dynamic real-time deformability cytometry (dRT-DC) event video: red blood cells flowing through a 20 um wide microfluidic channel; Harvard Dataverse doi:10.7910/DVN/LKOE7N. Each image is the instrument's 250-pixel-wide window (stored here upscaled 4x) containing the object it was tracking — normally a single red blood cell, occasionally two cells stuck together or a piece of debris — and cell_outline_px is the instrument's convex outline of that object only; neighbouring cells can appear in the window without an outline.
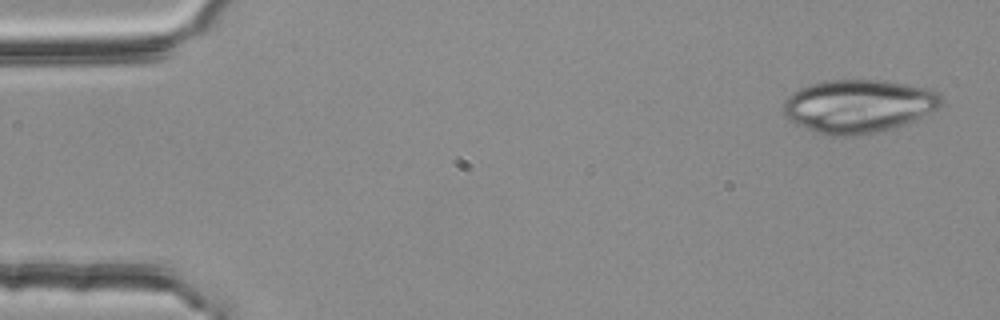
{"species": "common noctule bat (a hibernating species)", "species_latin": "Nyctalus noctula", "temperature_condition": "room temperature", "stored_images_in_passage": 4, "camera_frame_rate_fps": 3000, "um_per_image_px": 0.085, "animal": {"sex": "female", "body_mass_g": 25.1}, "frame": {"image": 1, "passage_image": 1, "time_ms": 0.0, "image_size_px": [1000, 320], "cell_outline_px": [[944, 104], [940, 108], [912, 120], [876, 132], [856, 136], [828, 136], [816, 132], [796, 124], [784, 116], [784, 100], [792, 92], [800, 88], [812, 84], [828, 80], [884, 80], [932, 88], [940, 92], [944, 100]], "centroid_in_image_um": [73.0, 9.0], "position_along_channel_um": 12.0, "area_um2": 49.13}}